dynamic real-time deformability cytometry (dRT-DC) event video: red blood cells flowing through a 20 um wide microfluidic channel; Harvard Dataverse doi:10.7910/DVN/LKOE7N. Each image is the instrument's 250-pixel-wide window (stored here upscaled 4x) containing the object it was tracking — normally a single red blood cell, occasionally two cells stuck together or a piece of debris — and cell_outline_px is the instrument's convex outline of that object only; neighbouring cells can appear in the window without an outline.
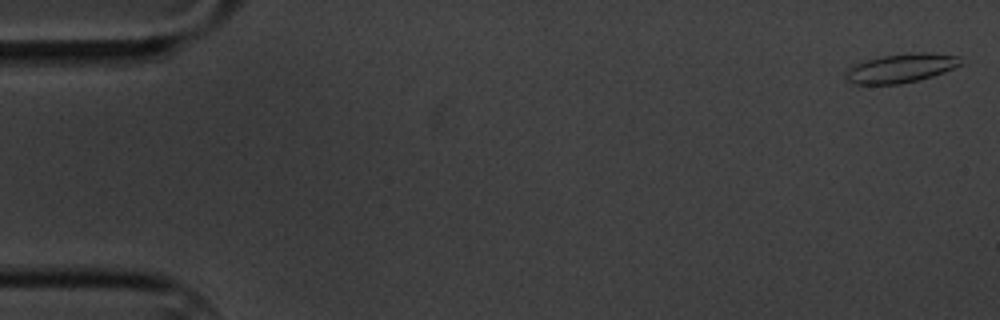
{"species": "common noctule bat (a hibernating species)", "species_latin": "Nyctalus noctula", "temperature_condition": "cold", "stored_images_in_passage": 6, "camera_frame_rate_fps": 3000, "um_per_image_px": 0.085, "animal": {"sex": "male", "body_mass_g": 20.1, "forearm_length_mm": 53.5}, "frame": {"image": 1, "passage_image": 1, "time_ms": 0.0, "image_size_px": [1000, 320], "cell_outline_px": [[964, 64], [932, 76], [900, 84], [856, 84], [844, 80], [844, 72], [848, 68], [856, 64], [868, 60], [884, 56], [920, 52], [928, 52], [960, 56]], "centroid_in_image_um": [76.59, 5.8], "position_along_channel_um": 8.4, "area_um2": 19.31}}